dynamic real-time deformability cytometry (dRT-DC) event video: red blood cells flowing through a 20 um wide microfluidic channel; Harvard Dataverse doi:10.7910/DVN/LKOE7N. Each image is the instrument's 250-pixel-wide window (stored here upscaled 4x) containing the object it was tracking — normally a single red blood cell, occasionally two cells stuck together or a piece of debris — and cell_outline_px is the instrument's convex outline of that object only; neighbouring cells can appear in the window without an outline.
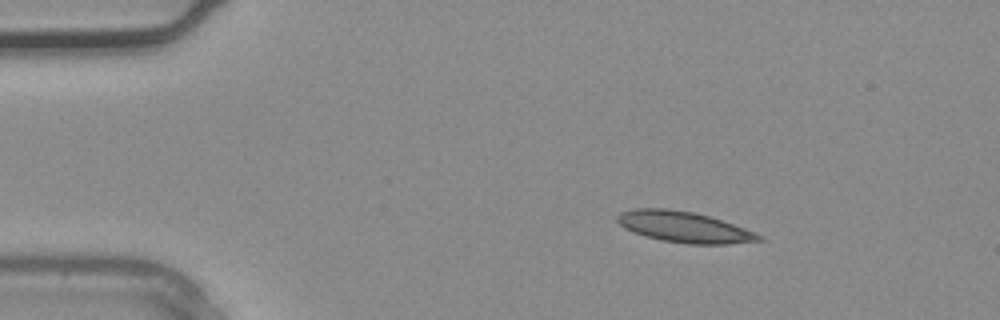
{"species": "common noctule bat (a hibernating species)", "species_latin": "Nyctalus noctula", "temperature_condition": "warm", "stored_images_in_passage": 32, "camera_frame_rate_fps": 3000, "um_per_image_px": 0.085, "animal": {"sex": "male", "body_mass_g": 20.4}, "frame": {"image": 1, "passage_image": 1, "time_ms": 0.0, "image_size_px": [1000, 320], "cell_outline_px": [[764, 240], [728, 244], [688, 244], [660, 240], [644, 236], [624, 228], [616, 220], [616, 216], [620, 212], [636, 208], [668, 208], [692, 212], [708, 216], [756, 232], [764, 236]], "centroid_in_image_um": [58.13, 19.3], "position_along_channel_um": 26.9, "area_um2": 25.49}}
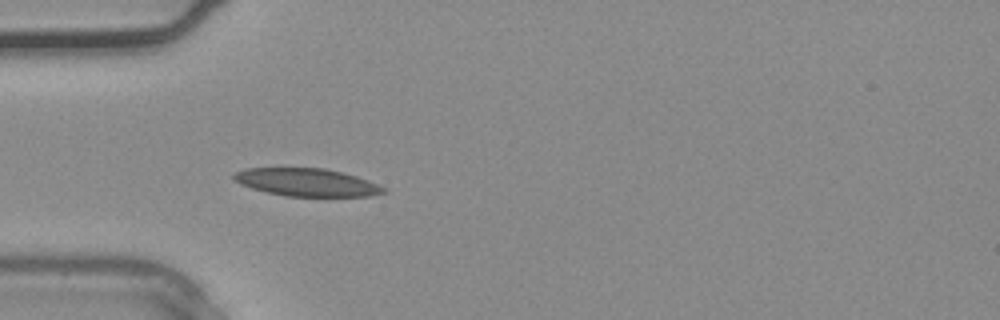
{"frame": {"image": 2, "passage_image": 6, "time_ms": 1.667, "image_size_px": [1000, 320], "cell_outline_px": [[388, 192], [368, 196], [284, 196], [252, 188], [240, 184], [232, 180], [232, 176], [236, 172], [244, 168], [324, 168], [344, 172], [368, 180], [384, 188]], "centroid_in_image_um": [26.05, 15.49], "position_along_channel_um": 59.0, "area_um2": 24.22}}
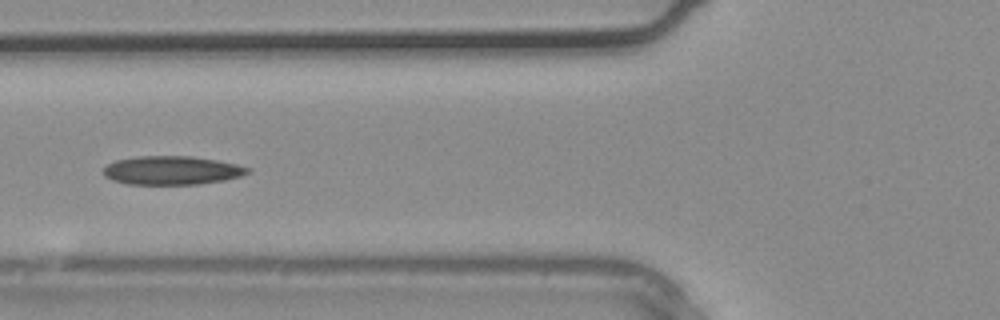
{"frame": {"image": 3, "passage_image": 9, "time_ms": 2.667, "image_size_px": [1000, 320], "cell_outline_px": [[252, 172], [240, 176], [224, 180], [200, 184], [128, 184], [112, 180], [104, 176], [104, 168], [108, 164], [116, 160], [136, 156], [192, 156], [216, 160], [236, 164], [252, 168]], "centroid_in_image_um": [14.63, 14.48], "position_along_channel_um": 111.2, "area_um2": 24.16}}